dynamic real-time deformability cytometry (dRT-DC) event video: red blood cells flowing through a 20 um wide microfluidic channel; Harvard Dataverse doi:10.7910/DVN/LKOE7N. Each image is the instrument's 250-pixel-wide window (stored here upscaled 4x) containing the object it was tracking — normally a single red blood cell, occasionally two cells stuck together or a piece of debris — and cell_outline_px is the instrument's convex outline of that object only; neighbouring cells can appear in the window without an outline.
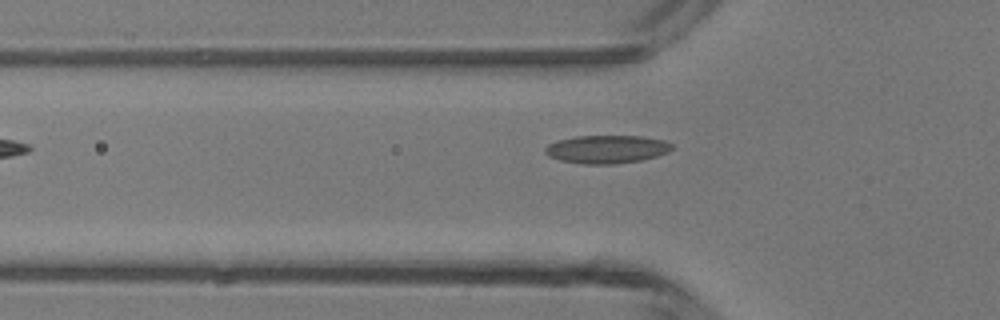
{"species": "common noctule bat (a hibernating species)", "species_latin": "Nyctalus noctula", "temperature_condition": "room temperature", "stored_images_in_passage": 4, "camera_frame_rate_fps": 3000, "um_per_image_px": 0.085, "animal": {"sex": "male", "body_mass_g": 13.3}, "frame": {"image": 1, "passage_image": 4, "time_ms": 4.333, "image_size_px": [1000, 320], "cell_outline_px": [[672, 148], [668, 152], [656, 156], [640, 160], [616, 164], [584, 164], [560, 160], [548, 156], [544, 152], [544, 148], [548, 144], [556, 140], [576, 136], [644, 136], [664, 140], [672, 144]], "centroid_in_image_um": [51.54, 12.68], "position_along_channel_um": 74.3, "area_um2": 20.87}}